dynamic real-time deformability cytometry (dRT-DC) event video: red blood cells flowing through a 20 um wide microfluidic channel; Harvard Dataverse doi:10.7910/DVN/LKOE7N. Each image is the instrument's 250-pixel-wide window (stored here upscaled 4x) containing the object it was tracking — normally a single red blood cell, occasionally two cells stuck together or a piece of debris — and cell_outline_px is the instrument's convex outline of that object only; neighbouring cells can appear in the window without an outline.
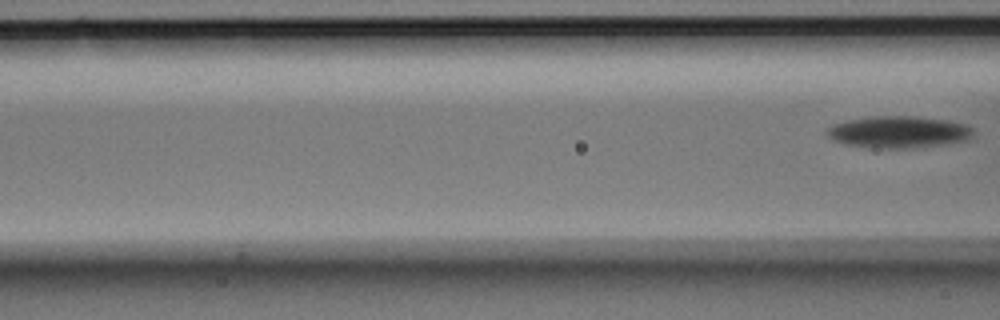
{"species": "Egyptian fruit bat (a non-hibernating species)", "species_latin": "Rousettus aegyptiacus", "temperature_condition": "room temperature", "stored_images_in_passage": 7, "camera_frame_rate_fps": 3000, "um_per_image_px": 0.085, "animal": {"sex": "male"}, "frame": {"image": 1, "passage_image": 7, "time_ms": 2.0, "image_size_px": [1000, 320], "cell_outline_px": [[972, 136], [968, 140], [944, 144], [912, 148], [872, 148], [844, 144], [832, 140], [824, 132], [832, 124], [844, 120], [872, 116], [912, 116], [944, 120], [964, 124], [972, 128]], "centroid_in_image_um": [76.3, 11.22], "position_along_channel_um": 90.3, "area_um2": 27.28}}